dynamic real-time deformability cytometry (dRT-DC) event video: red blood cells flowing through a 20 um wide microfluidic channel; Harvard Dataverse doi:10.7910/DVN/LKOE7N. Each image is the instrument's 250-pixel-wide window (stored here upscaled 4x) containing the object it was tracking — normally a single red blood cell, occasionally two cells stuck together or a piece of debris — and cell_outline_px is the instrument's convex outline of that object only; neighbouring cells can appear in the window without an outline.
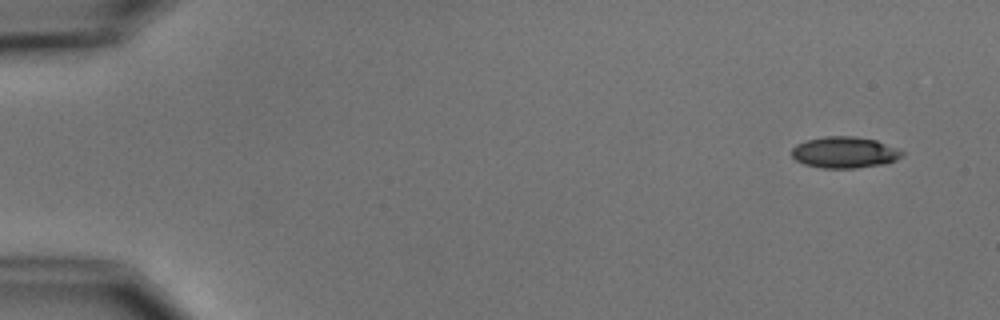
{"species": "common noctule bat (a hibernating species)", "species_latin": "Nyctalus noctula", "temperature_condition": "cold", "stored_images_in_passage": 6, "camera_frame_rate_fps": 3000, "um_per_image_px": 0.085, "animal": {"sex": "male", "body_mass_g": 15.6}, "frame": {"image": 1, "passage_image": 1, "time_ms": 0.0, "image_size_px": [1000, 320], "cell_outline_px": [[904, 156], [888, 164], [856, 168], [820, 168], [804, 164], [796, 160], [792, 156], [792, 148], [796, 144], [808, 140], [824, 136], [852, 136], [876, 140], [896, 148], [904, 152]], "centroid_in_image_um": [71.81, 12.96], "position_along_channel_um": 13.2, "area_um2": 20.29}}
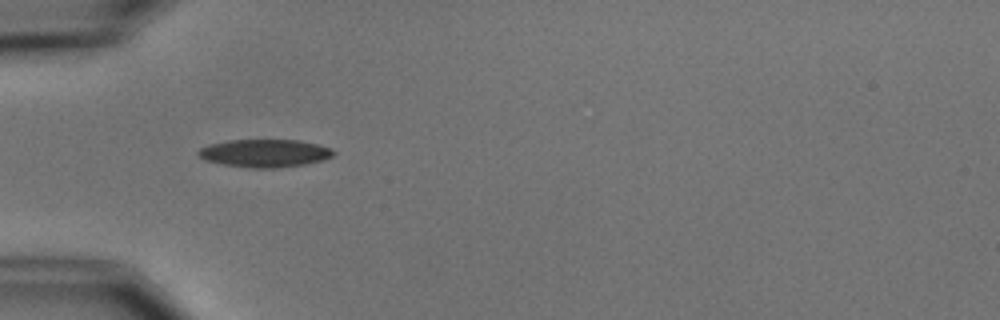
{"frame": {"image": 2, "passage_image": 5, "time_ms": 4.667, "image_size_px": [1000, 320], "cell_outline_px": [[336, 152], [332, 156], [324, 160], [304, 164], [276, 168], [252, 168], [224, 164], [204, 160], [196, 152], [200, 148], [208, 144], [228, 140], [300, 140], [332, 148]], "centroid_in_image_um": [22.51, 13.01], "position_along_channel_um": 62.5, "area_um2": 21.96}}